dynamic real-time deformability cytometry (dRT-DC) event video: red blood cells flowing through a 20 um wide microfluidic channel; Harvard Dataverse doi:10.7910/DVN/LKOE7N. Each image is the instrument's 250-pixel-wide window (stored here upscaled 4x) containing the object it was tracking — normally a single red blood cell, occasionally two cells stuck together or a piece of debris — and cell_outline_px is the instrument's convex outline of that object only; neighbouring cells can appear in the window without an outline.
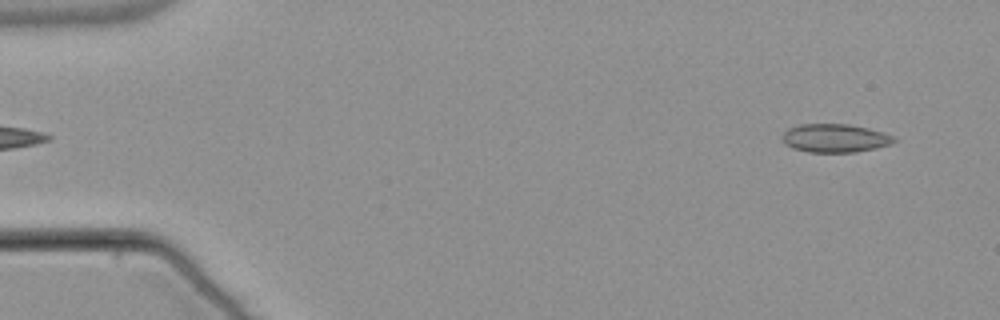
{"species": "common noctule bat (a hibernating species)", "species_latin": "Nyctalus noctula", "temperature_condition": "warm", "stored_images_in_passage": 53, "camera_frame_rate_fps": 3000, "um_per_image_px": 0.085, "animal": {"sex": "male", "body_mass_g": 21.5, "forearm_length_mm": 52.0}, "frame": {"image": 1, "passage_image": 4, "time_ms": 1.0, "image_size_px": [1000, 320], "cell_outline_px": [[896, 140], [892, 144], [876, 148], [856, 152], [808, 152], [792, 148], [784, 144], [780, 136], [788, 128], [800, 124], [848, 124], [868, 128], [884, 132], [892, 136]], "centroid_in_image_um": [70.94, 11.74], "position_along_channel_um": 14.1, "area_um2": 18.67}}
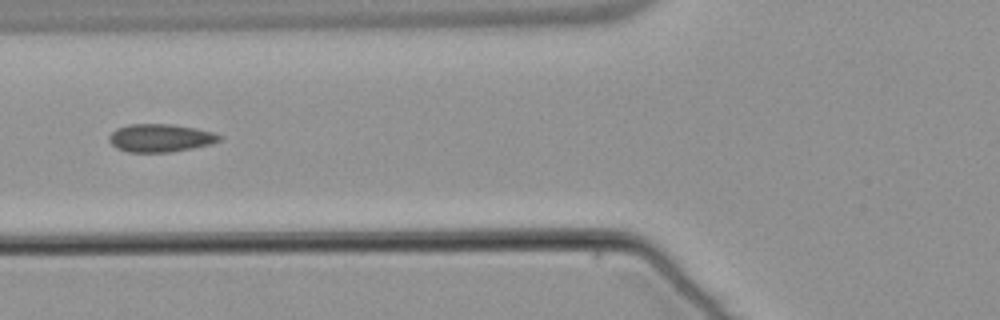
{"frame": {"image": 2, "passage_image": 21, "time_ms": 6.667, "image_size_px": [1000, 320], "cell_outline_px": [[220, 140], [208, 144], [192, 148], [168, 152], [128, 152], [116, 148], [108, 140], [108, 136], [116, 128], [128, 124], [172, 124], [196, 128], [212, 132], [220, 136]], "centroid_in_image_um": [13.56, 11.72], "position_along_channel_um": 112.2, "area_um2": 17.86}}
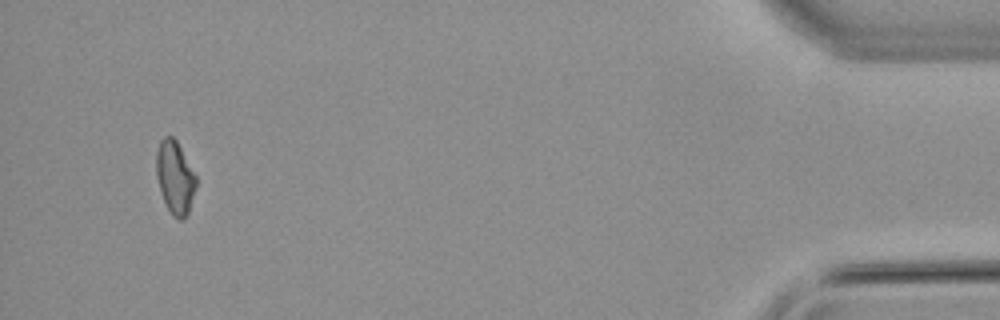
{"frame": {"image": 3, "passage_image": 51, "time_ms": 16.667, "image_size_px": [1000, 320], "cell_outline_px": [[196, 188], [188, 212], [184, 220], [180, 220], [172, 216], [164, 200], [156, 176], [156, 152], [160, 140], [164, 136], [172, 136], [176, 140], [196, 176]], "centroid_in_image_um": [14.87, 15.08], "position_along_channel_um": 420.3, "area_um2": 16.76}, "authors_computed_cell_mechanics": {"area_um2": 17.8602, "velocity_mm_per_s": 3.8452, "shape_relaxation_time_tau1_ms": null, "shape_relaxation_time_tau2_ms": 2.923, "deformation_change_tau1": null, "deformation_change_tau2": 0.0885}}